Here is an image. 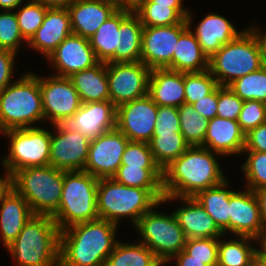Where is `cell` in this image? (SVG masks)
Wrapping results in <instances>:
<instances>
[{
  "label": "cell",
  "mask_w": 266,
  "mask_h": 266,
  "mask_svg": "<svg viewBox=\"0 0 266 266\" xmlns=\"http://www.w3.org/2000/svg\"><path fill=\"white\" fill-rule=\"evenodd\" d=\"M118 227L98 218L61 230L59 266H105L118 242Z\"/></svg>",
  "instance_id": "6da1fadb"
},
{
  "label": "cell",
  "mask_w": 266,
  "mask_h": 266,
  "mask_svg": "<svg viewBox=\"0 0 266 266\" xmlns=\"http://www.w3.org/2000/svg\"><path fill=\"white\" fill-rule=\"evenodd\" d=\"M221 155L202 146H190L163 170L165 196L194 197L225 179L217 160Z\"/></svg>",
  "instance_id": "7a4b0ae2"
},
{
  "label": "cell",
  "mask_w": 266,
  "mask_h": 266,
  "mask_svg": "<svg viewBox=\"0 0 266 266\" xmlns=\"http://www.w3.org/2000/svg\"><path fill=\"white\" fill-rule=\"evenodd\" d=\"M260 29L251 24L209 58L208 70L218 85L228 86L266 64V47Z\"/></svg>",
  "instance_id": "3957f363"
},
{
  "label": "cell",
  "mask_w": 266,
  "mask_h": 266,
  "mask_svg": "<svg viewBox=\"0 0 266 266\" xmlns=\"http://www.w3.org/2000/svg\"><path fill=\"white\" fill-rule=\"evenodd\" d=\"M60 229L52 216L34 214L6 247L16 266H59Z\"/></svg>",
  "instance_id": "277c9868"
},
{
  "label": "cell",
  "mask_w": 266,
  "mask_h": 266,
  "mask_svg": "<svg viewBox=\"0 0 266 266\" xmlns=\"http://www.w3.org/2000/svg\"><path fill=\"white\" fill-rule=\"evenodd\" d=\"M163 189H142L123 185L114 178H100L97 184V212L100 219L116 225L129 218L135 226L139 218L164 198Z\"/></svg>",
  "instance_id": "5b68a950"
},
{
  "label": "cell",
  "mask_w": 266,
  "mask_h": 266,
  "mask_svg": "<svg viewBox=\"0 0 266 266\" xmlns=\"http://www.w3.org/2000/svg\"><path fill=\"white\" fill-rule=\"evenodd\" d=\"M42 120L44 123L39 75L26 71L0 91V133L37 127Z\"/></svg>",
  "instance_id": "8992f818"
},
{
  "label": "cell",
  "mask_w": 266,
  "mask_h": 266,
  "mask_svg": "<svg viewBox=\"0 0 266 266\" xmlns=\"http://www.w3.org/2000/svg\"><path fill=\"white\" fill-rule=\"evenodd\" d=\"M98 178L85 171H64L62 197L52 216L60 231L78 223L99 218L97 212Z\"/></svg>",
  "instance_id": "52a82bcc"
},
{
  "label": "cell",
  "mask_w": 266,
  "mask_h": 266,
  "mask_svg": "<svg viewBox=\"0 0 266 266\" xmlns=\"http://www.w3.org/2000/svg\"><path fill=\"white\" fill-rule=\"evenodd\" d=\"M13 188L33 214L53 216L62 197L63 170L50 165L20 169L13 174Z\"/></svg>",
  "instance_id": "ba28073f"
},
{
  "label": "cell",
  "mask_w": 266,
  "mask_h": 266,
  "mask_svg": "<svg viewBox=\"0 0 266 266\" xmlns=\"http://www.w3.org/2000/svg\"><path fill=\"white\" fill-rule=\"evenodd\" d=\"M161 204H164L162 200L144 213L134 228L141 236L140 242L166 266L174 255L184 250L187 237L173 212L167 215L159 210L156 211L155 208Z\"/></svg>",
  "instance_id": "9c48e42d"
},
{
  "label": "cell",
  "mask_w": 266,
  "mask_h": 266,
  "mask_svg": "<svg viewBox=\"0 0 266 266\" xmlns=\"http://www.w3.org/2000/svg\"><path fill=\"white\" fill-rule=\"evenodd\" d=\"M9 139L8 154L1 159V165L12 174L27 167L49 165V129L42 127L10 129L2 132Z\"/></svg>",
  "instance_id": "30bf717a"
},
{
  "label": "cell",
  "mask_w": 266,
  "mask_h": 266,
  "mask_svg": "<svg viewBox=\"0 0 266 266\" xmlns=\"http://www.w3.org/2000/svg\"><path fill=\"white\" fill-rule=\"evenodd\" d=\"M150 72L142 61L107 63L110 101L118 107L146 96Z\"/></svg>",
  "instance_id": "8fae6325"
},
{
  "label": "cell",
  "mask_w": 266,
  "mask_h": 266,
  "mask_svg": "<svg viewBox=\"0 0 266 266\" xmlns=\"http://www.w3.org/2000/svg\"><path fill=\"white\" fill-rule=\"evenodd\" d=\"M50 75L39 76V87L44 120L55 125L63 118L73 116L82 103L70 78Z\"/></svg>",
  "instance_id": "7c38bea8"
},
{
  "label": "cell",
  "mask_w": 266,
  "mask_h": 266,
  "mask_svg": "<svg viewBox=\"0 0 266 266\" xmlns=\"http://www.w3.org/2000/svg\"><path fill=\"white\" fill-rule=\"evenodd\" d=\"M117 107L110 101L82 103L78 111L57 125L64 131H79L90 141L116 128Z\"/></svg>",
  "instance_id": "4fadbf2b"
},
{
  "label": "cell",
  "mask_w": 266,
  "mask_h": 266,
  "mask_svg": "<svg viewBox=\"0 0 266 266\" xmlns=\"http://www.w3.org/2000/svg\"><path fill=\"white\" fill-rule=\"evenodd\" d=\"M158 105L148 96L117 107L116 128L129 141L149 142L153 137Z\"/></svg>",
  "instance_id": "5bb4252c"
},
{
  "label": "cell",
  "mask_w": 266,
  "mask_h": 266,
  "mask_svg": "<svg viewBox=\"0 0 266 266\" xmlns=\"http://www.w3.org/2000/svg\"><path fill=\"white\" fill-rule=\"evenodd\" d=\"M128 142L129 139L117 128L92 140L84 171L98 179L113 177L121 165Z\"/></svg>",
  "instance_id": "9a60e30c"
},
{
  "label": "cell",
  "mask_w": 266,
  "mask_h": 266,
  "mask_svg": "<svg viewBox=\"0 0 266 266\" xmlns=\"http://www.w3.org/2000/svg\"><path fill=\"white\" fill-rule=\"evenodd\" d=\"M187 27L186 20L170 26L144 27L140 61L150 69L172 70V58L176 44L180 34Z\"/></svg>",
  "instance_id": "2e32d148"
},
{
  "label": "cell",
  "mask_w": 266,
  "mask_h": 266,
  "mask_svg": "<svg viewBox=\"0 0 266 266\" xmlns=\"http://www.w3.org/2000/svg\"><path fill=\"white\" fill-rule=\"evenodd\" d=\"M51 127L49 165L64 171H84L91 141L79 131H64L57 124Z\"/></svg>",
  "instance_id": "e0dca14e"
},
{
  "label": "cell",
  "mask_w": 266,
  "mask_h": 266,
  "mask_svg": "<svg viewBox=\"0 0 266 266\" xmlns=\"http://www.w3.org/2000/svg\"><path fill=\"white\" fill-rule=\"evenodd\" d=\"M47 60L56 72L52 75L68 78L74 73L91 68L99 62L89 39L73 33L58 45Z\"/></svg>",
  "instance_id": "ac0fdd59"
},
{
  "label": "cell",
  "mask_w": 266,
  "mask_h": 266,
  "mask_svg": "<svg viewBox=\"0 0 266 266\" xmlns=\"http://www.w3.org/2000/svg\"><path fill=\"white\" fill-rule=\"evenodd\" d=\"M229 233L259 239L265 231L254 192L248 188L230 196Z\"/></svg>",
  "instance_id": "d6986e66"
},
{
  "label": "cell",
  "mask_w": 266,
  "mask_h": 266,
  "mask_svg": "<svg viewBox=\"0 0 266 266\" xmlns=\"http://www.w3.org/2000/svg\"><path fill=\"white\" fill-rule=\"evenodd\" d=\"M179 200L182 207L173 211L179 226L189 238H219L223 232L215 224L213 218L193 197L164 196V203Z\"/></svg>",
  "instance_id": "ffe728a7"
},
{
  "label": "cell",
  "mask_w": 266,
  "mask_h": 266,
  "mask_svg": "<svg viewBox=\"0 0 266 266\" xmlns=\"http://www.w3.org/2000/svg\"><path fill=\"white\" fill-rule=\"evenodd\" d=\"M72 34L70 14L67 8H48L42 25L36 30L26 46L40 52L45 59L58 45Z\"/></svg>",
  "instance_id": "44dd1931"
},
{
  "label": "cell",
  "mask_w": 266,
  "mask_h": 266,
  "mask_svg": "<svg viewBox=\"0 0 266 266\" xmlns=\"http://www.w3.org/2000/svg\"><path fill=\"white\" fill-rule=\"evenodd\" d=\"M119 8L105 0H75L67 7L72 33L89 39Z\"/></svg>",
  "instance_id": "7402d4cb"
},
{
  "label": "cell",
  "mask_w": 266,
  "mask_h": 266,
  "mask_svg": "<svg viewBox=\"0 0 266 266\" xmlns=\"http://www.w3.org/2000/svg\"><path fill=\"white\" fill-rule=\"evenodd\" d=\"M202 147L221 156L242 155L245 147V133L237 120L214 117L209 120Z\"/></svg>",
  "instance_id": "603a6c76"
},
{
  "label": "cell",
  "mask_w": 266,
  "mask_h": 266,
  "mask_svg": "<svg viewBox=\"0 0 266 266\" xmlns=\"http://www.w3.org/2000/svg\"><path fill=\"white\" fill-rule=\"evenodd\" d=\"M147 95L158 106L180 107L185 103L184 72L151 69Z\"/></svg>",
  "instance_id": "cb8c5ba5"
},
{
  "label": "cell",
  "mask_w": 266,
  "mask_h": 266,
  "mask_svg": "<svg viewBox=\"0 0 266 266\" xmlns=\"http://www.w3.org/2000/svg\"><path fill=\"white\" fill-rule=\"evenodd\" d=\"M195 27L192 33L208 58L243 31H237L229 19L216 13L205 15Z\"/></svg>",
  "instance_id": "d4e9b609"
},
{
  "label": "cell",
  "mask_w": 266,
  "mask_h": 266,
  "mask_svg": "<svg viewBox=\"0 0 266 266\" xmlns=\"http://www.w3.org/2000/svg\"><path fill=\"white\" fill-rule=\"evenodd\" d=\"M194 13L186 16L187 28L180 34L172 58V70L191 73L203 72L209 68V58L202 51L196 36L192 33Z\"/></svg>",
  "instance_id": "484cf974"
},
{
  "label": "cell",
  "mask_w": 266,
  "mask_h": 266,
  "mask_svg": "<svg viewBox=\"0 0 266 266\" xmlns=\"http://www.w3.org/2000/svg\"><path fill=\"white\" fill-rule=\"evenodd\" d=\"M28 202L14 188L0 202L1 244L9 246L33 216Z\"/></svg>",
  "instance_id": "4316f807"
},
{
  "label": "cell",
  "mask_w": 266,
  "mask_h": 266,
  "mask_svg": "<svg viewBox=\"0 0 266 266\" xmlns=\"http://www.w3.org/2000/svg\"><path fill=\"white\" fill-rule=\"evenodd\" d=\"M69 78L81 103L110 100L107 63L98 62L93 67L76 72Z\"/></svg>",
  "instance_id": "83f0119b"
},
{
  "label": "cell",
  "mask_w": 266,
  "mask_h": 266,
  "mask_svg": "<svg viewBox=\"0 0 266 266\" xmlns=\"http://www.w3.org/2000/svg\"><path fill=\"white\" fill-rule=\"evenodd\" d=\"M228 184L226 178L221 184L202 190L193 197L226 236L229 234L230 196L235 191Z\"/></svg>",
  "instance_id": "f1b7e54d"
},
{
  "label": "cell",
  "mask_w": 266,
  "mask_h": 266,
  "mask_svg": "<svg viewBox=\"0 0 266 266\" xmlns=\"http://www.w3.org/2000/svg\"><path fill=\"white\" fill-rule=\"evenodd\" d=\"M133 11L129 7H120L89 38L90 45L99 62L108 63L115 56L119 46L120 23Z\"/></svg>",
  "instance_id": "f546056e"
},
{
  "label": "cell",
  "mask_w": 266,
  "mask_h": 266,
  "mask_svg": "<svg viewBox=\"0 0 266 266\" xmlns=\"http://www.w3.org/2000/svg\"><path fill=\"white\" fill-rule=\"evenodd\" d=\"M143 29L139 17L132 11L120 23L119 46L108 63L140 61Z\"/></svg>",
  "instance_id": "4dcf8cb0"
},
{
  "label": "cell",
  "mask_w": 266,
  "mask_h": 266,
  "mask_svg": "<svg viewBox=\"0 0 266 266\" xmlns=\"http://www.w3.org/2000/svg\"><path fill=\"white\" fill-rule=\"evenodd\" d=\"M219 237L217 266H255L258 240L248 236ZM237 237V239H236ZM221 238L226 239L222 240Z\"/></svg>",
  "instance_id": "1f68e13d"
},
{
  "label": "cell",
  "mask_w": 266,
  "mask_h": 266,
  "mask_svg": "<svg viewBox=\"0 0 266 266\" xmlns=\"http://www.w3.org/2000/svg\"><path fill=\"white\" fill-rule=\"evenodd\" d=\"M155 254L140 241L124 243L118 240L105 266H163Z\"/></svg>",
  "instance_id": "d6a6232c"
},
{
  "label": "cell",
  "mask_w": 266,
  "mask_h": 266,
  "mask_svg": "<svg viewBox=\"0 0 266 266\" xmlns=\"http://www.w3.org/2000/svg\"><path fill=\"white\" fill-rule=\"evenodd\" d=\"M148 144L162 171L190 147L181 132L153 133Z\"/></svg>",
  "instance_id": "836d02e7"
},
{
  "label": "cell",
  "mask_w": 266,
  "mask_h": 266,
  "mask_svg": "<svg viewBox=\"0 0 266 266\" xmlns=\"http://www.w3.org/2000/svg\"><path fill=\"white\" fill-rule=\"evenodd\" d=\"M188 9H173L157 3H138L133 12L139 17L143 27L170 26L183 23L189 13Z\"/></svg>",
  "instance_id": "e575fe53"
},
{
  "label": "cell",
  "mask_w": 266,
  "mask_h": 266,
  "mask_svg": "<svg viewBox=\"0 0 266 266\" xmlns=\"http://www.w3.org/2000/svg\"><path fill=\"white\" fill-rule=\"evenodd\" d=\"M112 178L129 187L163 189V171L160 167L120 165Z\"/></svg>",
  "instance_id": "d590c367"
},
{
  "label": "cell",
  "mask_w": 266,
  "mask_h": 266,
  "mask_svg": "<svg viewBox=\"0 0 266 266\" xmlns=\"http://www.w3.org/2000/svg\"><path fill=\"white\" fill-rule=\"evenodd\" d=\"M181 133L190 146H201L205 140L209 120L200 115L192 104L178 107Z\"/></svg>",
  "instance_id": "8d00e7d4"
},
{
  "label": "cell",
  "mask_w": 266,
  "mask_h": 266,
  "mask_svg": "<svg viewBox=\"0 0 266 266\" xmlns=\"http://www.w3.org/2000/svg\"><path fill=\"white\" fill-rule=\"evenodd\" d=\"M228 86L243 101L266 103V64L255 72L235 79Z\"/></svg>",
  "instance_id": "74e56055"
},
{
  "label": "cell",
  "mask_w": 266,
  "mask_h": 266,
  "mask_svg": "<svg viewBox=\"0 0 266 266\" xmlns=\"http://www.w3.org/2000/svg\"><path fill=\"white\" fill-rule=\"evenodd\" d=\"M49 7L36 0L21 3L15 10L17 22L23 38L28 42L42 25L44 16Z\"/></svg>",
  "instance_id": "f35d334b"
},
{
  "label": "cell",
  "mask_w": 266,
  "mask_h": 266,
  "mask_svg": "<svg viewBox=\"0 0 266 266\" xmlns=\"http://www.w3.org/2000/svg\"><path fill=\"white\" fill-rule=\"evenodd\" d=\"M247 154L245 162L240 166L245 175V188L256 190L266 187V152L243 151Z\"/></svg>",
  "instance_id": "ab89813d"
},
{
  "label": "cell",
  "mask_w": 266,
  "mask_h": 266,
  "mask_svg": "<svg viewBox=\"0 0 266 266\" xmlns=\"http://www.w3.org/2000/svg\"><path fill=\"white\" fill-rule=\"evenodd\" d=\"M218 83L209 70L184 73L185 103L193 104L210 94Z\"/></svg>",
  "instance_id": "60d3db41"
},
{
  "label": "cell",
  "mask_w": 266,
  "mask_h": 266,
  "mask_svg": "<svg viewBox=\"0 0 266 266\" xmlns=\"http://www.w3.org/2000/svg\"><path fill=\"white\" fill-rule=\"evenodd\" d=\"M22 43L27 44V41L23 38L20 32L15 11L1 10L0 48L15 52L17 54L21 45H23Z\"/></svg>",
  "instance_id": "b9f144b4"
},
{
  "label": "cell",
  "mask_w": 266,
  "mask_h": 266,
  "mask_svg": "<svg viewBox=\"0 0 266 266\" xmlns=\"http://www.w3.org/2000/svg\"><path fill=\"white\" fill-rule=\"evenodd\" d=\"M218 245L219 238H189L184 251L193 259L203 261L207 266H217Z\"/></svg>",
  "instance_id": "7bdbcfd3"
},
{
  "label": "cell",
  "mask_w": 266,
  "mask_h": 266,
  "mask_svg": "<svg viewBox=\"0 0 266 266\" xmlns=\"http://www.w3.org/2000/svg\"><path fill=\"white\" fill-rule=\"evenodd\" d=\"M121 165L134 167H159L147 142L129 141L122 154Z\"/></svg>",
  "instance_id": "ee69618b"
},
{
  "label": "cell",
  "mask_w": 266,
  "mask_h": 266,
  "mask_svg": "<svg viewBox=\"0 0 266 266\" xmlns=\"http://www.w3.org/2000/svg\"><path fill=\"white\" fill-rule=\"evenodd\" d=\"M237 122L245 134L266 123L265 103L256 100L244 101Z\"/></svg>",
  "instance_id": "f6af8a7d"
},
{
  "label": "cell",
  "mask_w": 266,
  "mask_h": 266,
  "mask_svg": "<svg viewBox=\"0 0 266 266\" xmlns=\"http://www.w3.org/2000/svg\"><path fill=\"white\" fill-rule=\"evenodd\" d=\"M243 103L229 86L218 85L217 117L238 120Z\"/></svg>",
  "instance_id": "bcb514c9"
},
{
  "label": "cell",
  "mask_w": 266,
  "mask_h": 266,
  "mask_svg": "<svg viewBox=\"0 0 266 266\" xmlns=\"http://www.w3.org/2000/svg\"><path fill=\"white\" fill-rule=\"evenodd\" d=\"M181 132L178 108L158 106L154 133Z\"/></svg>",
  "instance_id": "7dc6e473"
},
{
  "label": "cell",
  "mask_w": 266,
  "mask_h": 266,
  "mask_svg": "<svg viewBox=\"0 0 266 266\" xmlns=\"http://www.w3.org/2000/svg\"><path fill=\"white\" fill-rule=\"evenodd\" d=\"M16 55L15 52L0 48V91L15 81V79L12 80V76L16 70L14 67Z\"/></svg>",
  "instance_id": "c3c4849f"
},
{
  "label": "cell",
  "mask_w": 266,
  "mask_h": 266,
  "mask_svg": "<svg viewBox=\"0 0 266 266\" xmlns=\"http://www.w3.org/2000/svg\"><path fill=\"white\" fill-rule=\"evenodd\" d=\"M243 151L266 152V123L257 126L245 134Z\"/></svg>",
  "instance_id": "681fc988"
},
{
  "label": "cell",
  "mask_w": 266,
  "mask_h": 266,
  "mask_svg": "<svg viewBox=\"0 0 266 266\" xmlns=\"http://www.w3.org/2000/svg\"><path fill=\"white\" fill-rule=\"evenodd\" d=\"M218 86L208 95L192 104L194 109L205 119L211 120L217 116Z\"/></svg>",
  "instance_id": "f907efd6"
},
{
  "label": "cell",
  "mask_w": 266,
  "mask_h": 266,
  "mask_svg": "<svg viewBox=\"0 0 266 266\" xmlns=\"http://www.w3.org/2000/svg\"><path fill=\"white\" fill-rule=\"evenodd\" d=\"M172 260L173 263H176L175 266H207L203 261L193 259V257L188 255L184 250L174 255L167 263H172Z\"/></svg>",
  "instance_id": "816d5d0a"
},
{
  "label": "cell",
  "mask_w": 266,
  "mask_h": 266,
  "mask_svg": "<svg viewBox=\"0 0 266 266\" xmlns=\"http://www.w3.org/2000/svg\"><path fill=\"white\" fill-rule=\"evenodd\" d=\"M2 167L6 172L0 177V202L13 189V174L4 166Z\"/></svg>",
  "instance_id": "f5cc1de1"
},
{
  "label": "cell",
  "mask_w": 266,
  "mask_h": 266,
  "mask_svg": "<svg viewBox=\"0 0 266 266\" xmlns=\"http://www.w3.org/2000/svg\"><path fill=\"white\" fill-rule=\"evenodd\" d=\"M260 209V216L266 230V187L253 190Z\"/></svg>",
  "instance_id": "db71d44e"
},
{
  "label": "cell",
  "mask_w": 266,
  "mask_h": 266,
  "mask_svg": "<svg viewBox=\"0 0 266 266\" xmlns=\"http://www.w3.org/2000/svg\"><path fill=\"white\" fill-rule=\"evenodd\" d=\"M139 3H157L158 5L168 6L173 9H187L183 6V0H142Z\"/></svg>",
  "instance_id": "11a10c76"
},
{
  "label": "cell",
  "mask_w": 266,
  "mask_h": 266,
  "mask_svg": "<svg viewBox=\"0 0 266 266\" xmlns=\"http://www.w3.org/2000/svg\"><path fill=\"white\" fill-rule=\"evenodd\" d=\"M41 2L44 6L49 8L57 7V8H67L70 6L75 0H36Z\"/></svg>",
  "instance_id": "9f6ffc18"
},
{
  "label": "cell",
  "mask_w": 266,
  "mask_h": 266,
  "mask_svg": "<svg viewBox=\"0 0 266 266\" xmlns=\"http://www.w3.org/2000/svg\"><path fill=\"white\" fill-rule=\"evenodd\" d=\"M27 0H0V10L15 11V9Z\"/></svg>",
  "instance_id": "6f0895ef"
},
{
  "label": "cell",
  "mask_w": 266,
  "mask_h": 266,
  "mask_svg": "<svg viewBox=\"0 0 266 266\" xmlns=\"http://www.w3.org/2000/svg\"><path fill=\"white\" fill-rule=\"evenodd\" d=\"M255 266H266V255L259 248L256 254V265Z\"/></svg>",
  "instance_id": "680465c9"
},
{
  "label": "cell",
  "mask_w": 266,
  "mask_h": 266,
  "mask_svg": "<svg viewBox=\"0 0 266 266\" xmlns=\"http://www.w3.org/2000/svg\"><path fill=\"white\" fill-rule=\"evenodd\" d=\"M258 248L266 255V230L258 239Z\"/></svg>",
  "instance_id": "91938a15"
},
{
  "label": "cell",
  "mask_w": 266,
  "mask_h": 266,
  "mask_svg": "<svg viewBox=\"0 0 266 266\" xmlns=\"http://www.w3.org/2000/svg\"><path fill=\"white\" fill-rule=\"evenodd\" d=\"M142 0H122V7L134 8Z\"/></svg>",
  "instance_id": "94428289"
},
{
  "label": "cell",
  "mask_w": 266,
  "mask_h": 266,
  "mask_svg": "<svg viewBox=\"0 0 266 266\" xmlns=\"http://www.w3.org/2000/svg\"><path fill=\"white\" fill-rule=\"evenodd\" d=\"M105 1H110V2L118 5L119 7H122V0H105Z\"/></svg>",
  "instance_id": "6125c7cd"
},
{
  "label": "cell",
  "mask_w": 266,
  "mask_h": 266,
  "mask_svg": "<svg viewBox=\"0 0 266 266\" xmlns=\"http://www.w3.org/2000/svg\"><path fill=\"white\" fill-rule=\"evenodd\" d=\"M260 32H261V34L263 36V39H264V42H265V47H266V30L265 31H261L260 30Z\"/></svg>",
  "instance_id": "be15d7a7"
}]
</instances>
